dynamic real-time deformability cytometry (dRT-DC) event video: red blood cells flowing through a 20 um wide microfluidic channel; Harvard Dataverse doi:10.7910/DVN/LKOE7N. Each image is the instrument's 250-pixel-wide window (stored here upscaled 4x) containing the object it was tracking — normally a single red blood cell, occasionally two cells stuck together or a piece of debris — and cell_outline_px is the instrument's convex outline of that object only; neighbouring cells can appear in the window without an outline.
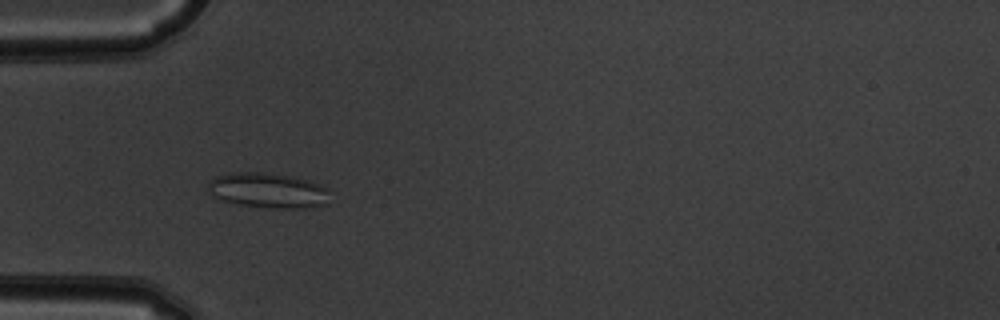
{"species": "common noctule bat (a hibernating species)", "species_latin": "Nyctalus noctula", "temperature_condition": "warm", "stored_images_in_passage": 52, "camera_frame_rate_fps": 3000, "um_per_image_px": 0.085, "animal": {"sex": "male", "body_mass_g": 19.5, "forearm_length_mm": 54.6}, "frame": {"image": 1, "passage_image": 16, "time_ms": 5.0, "image_size_px": [1000, 320], "cell_outline_px": [[328, 204], [304, 208], [272, 208], [240, 204], [224, 200], [208, 192], [208, 184], [216, 176], [232, 172], [256, 172], [288, 176], [320, 184], [328, 188]], "centroid_in_image_um": [22.8, 16.19], "position_along_channel_um": 62.2, "area_um2": 24.51}}
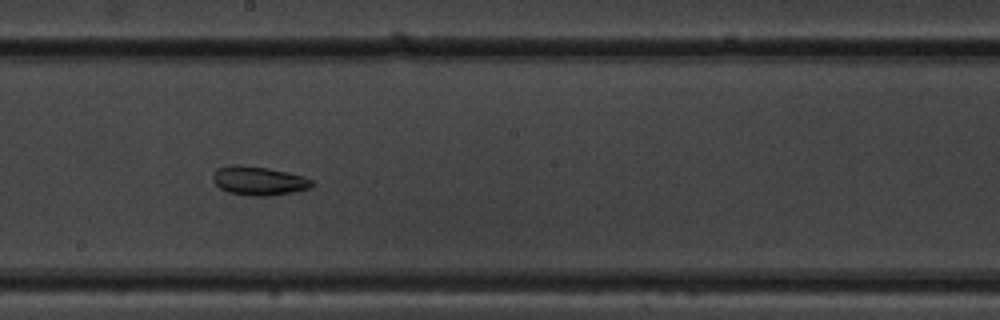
{"frame": {"image": 2, "passage_image": 29, "time_ms": 9.333, "image_size_px": [1000, 320], "cell_outline_px": [[316, 184], [312, 188], [292, 192], [268, 196], [252, 196], [228, 192], [220, 188], [212, 180], [212, 176], [216, 168], [236, 164], [268, 168], [288, 172], [304, 176], [312, 180]], "centroid_in_image_um": [22.02, 15.36], "position_along_channel_um": 226.2, "area_um2": 16.82}}
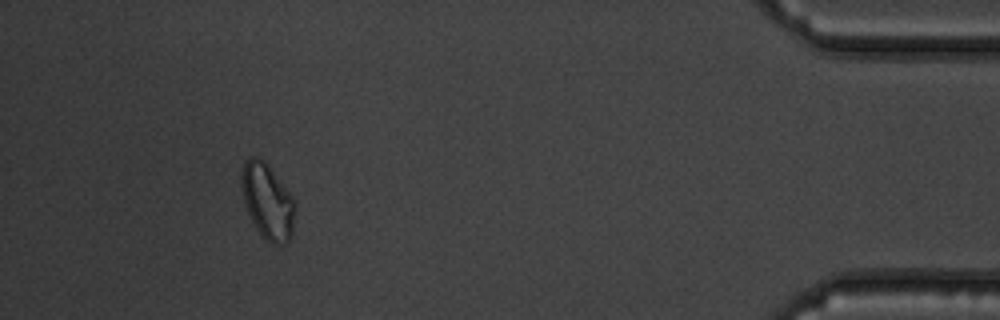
{"frame": {"image": 3, "passage_image": 48, "time_ms": 15.667, "image_size_px": [1000, 320], "cell_outline_px": [[296, 208], [292, 236], [284, 244], [272, 244], [260, 236], [244, 204], [240, 184], [240, 172], [244, 160], [248, 156], [260, 156], [268, 164], [296, 200]], "centroid_in_image_um": [22.73, 17.07], "position_along_channel_um": 412.5, "area_um2": 24.33}, "authors_computed_cell_mechanics": {"area_um2": 22.0218, "velocity_mm_per_s": 3.8388, "shape_relaxation_time_tau1_ms": null, "shape_relaxation_time_tau2_ms": 3.2834, "deformation_change_tau1": null, "deformation_change_tau2": 0.0878}}